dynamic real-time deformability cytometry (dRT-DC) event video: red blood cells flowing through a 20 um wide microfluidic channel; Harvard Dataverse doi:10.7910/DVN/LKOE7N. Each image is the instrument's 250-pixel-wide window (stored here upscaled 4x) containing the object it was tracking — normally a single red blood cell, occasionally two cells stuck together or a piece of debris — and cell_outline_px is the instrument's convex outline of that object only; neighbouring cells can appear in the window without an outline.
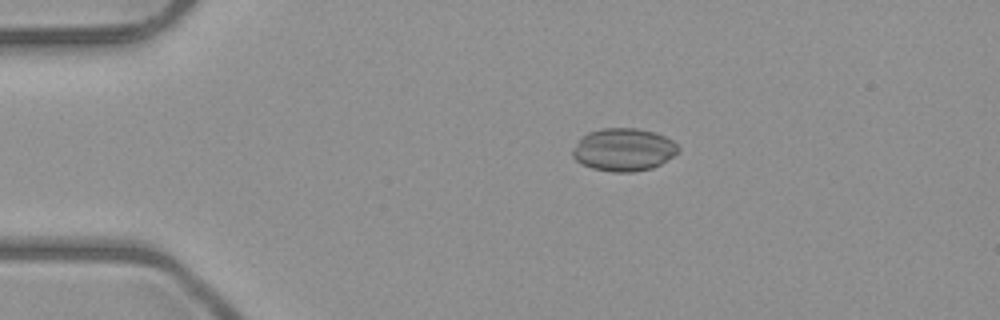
{"species": "common noctule bat (a hibernating species)", "species_latin": "Nyctalus noctula", "temperature_condition": "room temperature", "stored_images_in_passage": 5, "camera_frame_rate_fps": 3000, "um_per_image_px": 0.085, "animal": {"sex": "male", "body_mass_g": 23.1, "forearm_length_mm": 52.7}, "frame": {"image": 1, "passage_image": 2, "time_ms": 1.0, "image_size_px": [1000, 320], "cell_outline_px": [[680, 152], [660, 164], [652, 168], [632, 172], [612, 172], [592, 168], [576, 160], [572, 156], [572, 148], [580, 136], [588, 132], [600, 128], [636, 128], [656, 132], [672, 140], [680, 148]], "centroid_in_image_um": [53.0, 12.71], "position_along_channel_um": 32.0, "area_um2": 26.59}}
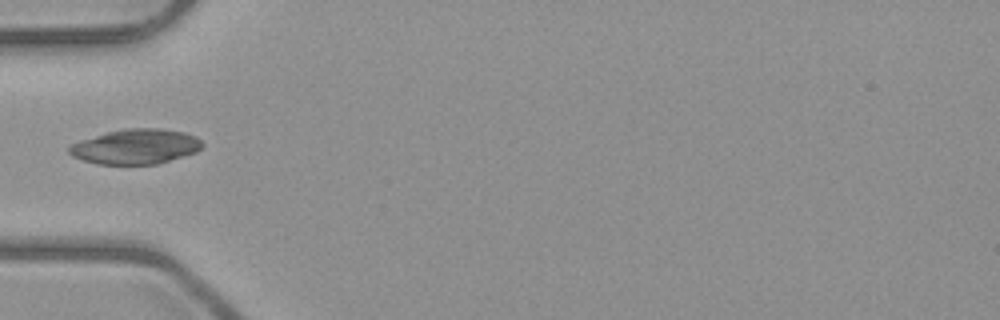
{"frame": {"image": 2, "passage_image": 4, "time_ms": 3.333, "image_size_px": [1000, 320], "cell_outline_px": [[204, 144], [196, 152], [156, 164], [96, 164], [72, 156], [68, 152], [68, 148], [72, 144], [80, 140], [108, 132], [128, 128], [160, 128], [184, 132], [196, 136]], "centroid_in_image_um": [11.53, 12.46], "position_along_channel_um": 73.5, "area_um2": 26.93}}
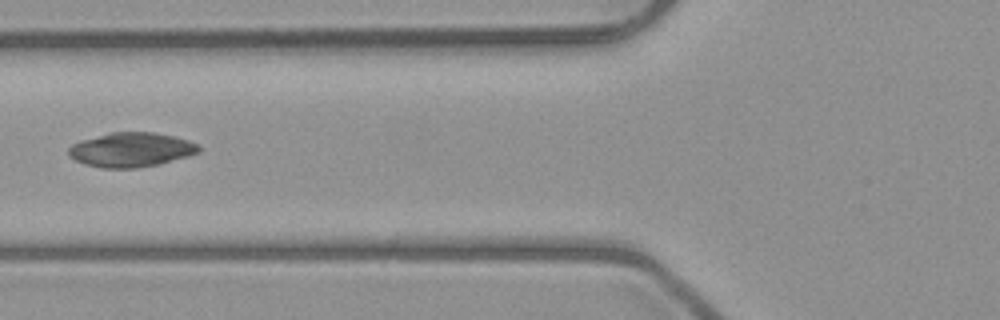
{"frame": {"image": 3, "passage_image": 5, "time_ms": 4.333, "image_size_px": [1000, 320], "cell_outline_px": [[200, 152], [188, 156], [160, 164], [136, 168], [100, 168], [84, 164], [68, 156], [68, 148], [72, 144], [80, 140], [112, 132], [152, 132], [172, 136], [188, 140], [200, 144]], "centroid_in_image_um": [11.14, 12.73], "position_along_channel_um": 114.7, "area_um2": 26.24}}